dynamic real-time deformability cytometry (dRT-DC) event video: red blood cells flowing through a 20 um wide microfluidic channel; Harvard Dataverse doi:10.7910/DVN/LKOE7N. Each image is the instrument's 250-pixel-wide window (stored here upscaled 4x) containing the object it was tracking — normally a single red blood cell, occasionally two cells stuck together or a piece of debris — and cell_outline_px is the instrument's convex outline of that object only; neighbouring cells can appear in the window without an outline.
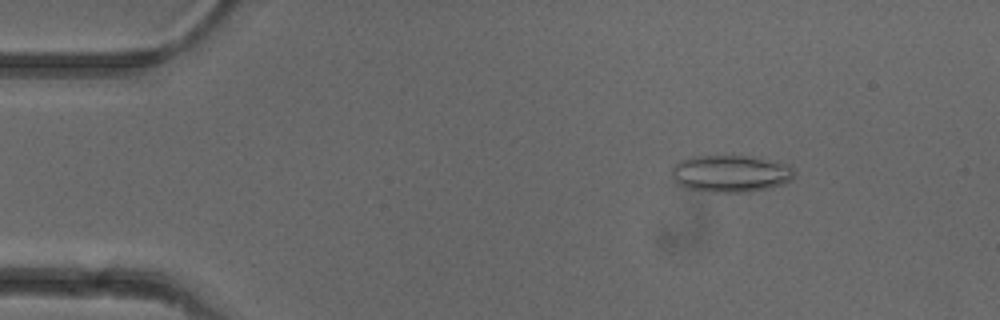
{"species": "common noctule bat (a hibernating species)", "species_latin": "Nyctalus noctula", "temperature_condition": "cold", "stored_images_in_passage": 51, "camera_frame_rate_fps": 3000, "um_per_image_px": 0.085, "animal": {"sex": "female"}, "frame": {"image": 1, "passage_image": 7, "time_ms": 2.0, "image_size_px": [1000, 320], "cell_outline_px": [[796, 172], [784, 184], [772, 188], [748, 192], [712, 192], [688, 188], [680, 184], [672, 176], [672, 168], [680, 160], [692, 156], [752, 156], [788, 164]], "centroid_in_image_um": [62.13, 14.75], "position_along_channel_um": 22.9, "area_um2": 26.41}}
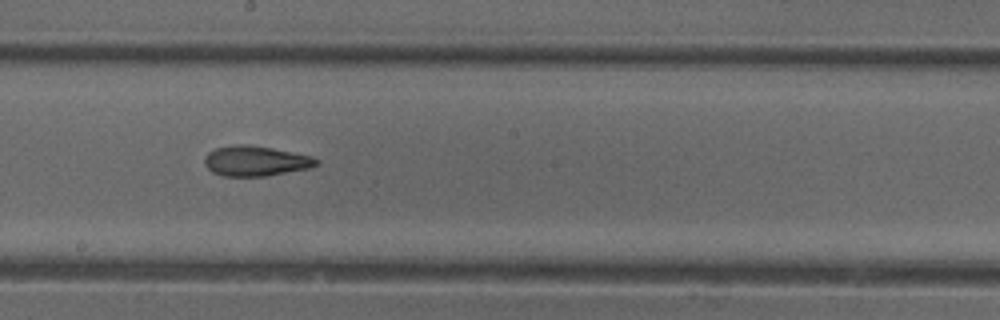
{"frame": {"image": 2, "passage_image": 28, "time_ms": 9.0, "image_size_px": [1000, 320], "cell_outline_px": [[320, 164], [308, 168], [264, 176], [224, 176], [212, 172], [204, 164], [204, 156], [208, 152], [216, 148], [240, 144], [244, 144], [272, 148], [312, 156], [320, 160]], "centroid_in_image_um": [21.72, 13.68], "position_along_channel_um": 226.5, "area_um2": 19.54}}
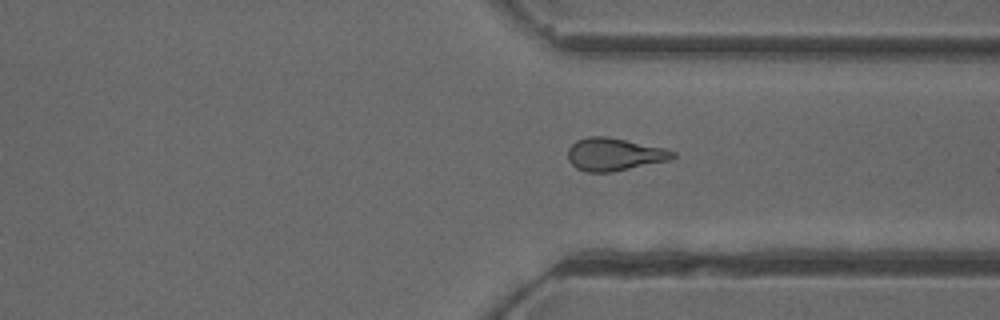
{"frame": {"image": 3, "passage_image": 38, "time_ms": 12.333, "image_size_px": [1000, 320], "cell_outline_px": [[676, 156], [668, 160], [612, 172], [584, 172], [576, 168], [568, 160], [568, 148], [576, 140], [588, 136], [608, 136], [664, 148], [676, 152]], "centroid_in_image_um": [52.18, 13.11], "position_along_channel_um": 359.2, "area_um2": 20.0}, "authors_computed_cell_mechanics": {"area_um2": 19.9988, "velocity_mm_per_s": 3.9926, "shape_relaxation_time_tau1_ms": null, "shape_relaxation_time_tau2_ms": 3.55, "deformation_change_tau1": null, "deformation_change_tau2": 0.1242}}